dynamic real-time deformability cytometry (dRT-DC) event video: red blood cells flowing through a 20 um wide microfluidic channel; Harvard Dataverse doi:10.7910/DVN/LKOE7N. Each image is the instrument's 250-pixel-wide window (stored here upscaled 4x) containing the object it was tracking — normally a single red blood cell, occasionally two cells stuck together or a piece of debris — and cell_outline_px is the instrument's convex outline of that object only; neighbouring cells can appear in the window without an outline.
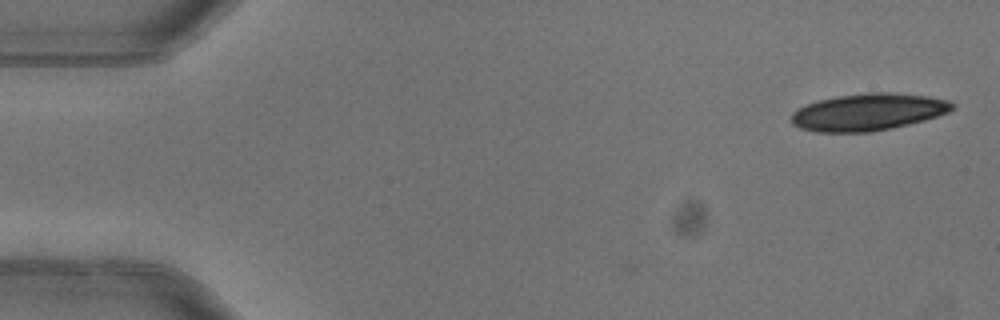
{"species": "common noctule bat (a hibernating species)", "species_latin": "Nyctalus noctula", "temperature_condition": "warm", "stored_images_in_passage": 4, "camera_frame_rate_fps": 3000, "um_per_image_px": 0.085, "animal": {"sex": "female"}, "frame": {"image": 1, "passage_image": 1, "time_ms": 0.0, "image_size_px": [1000, 320], "cell_outline_px": [[956, 104], [948, 112], [924, 120], [908, 124], [868, 132], [816, 132], [800, 128], [792, 124], [792, 112], [808, 104], [820, 100], [840, 96], [868, 92], [888, 92], [928, 96], [948, 100]], "centroid_in_image_um": [73.8, 9.52], "position_along_channel_um": 11.2, "area_um2": 34.33}}